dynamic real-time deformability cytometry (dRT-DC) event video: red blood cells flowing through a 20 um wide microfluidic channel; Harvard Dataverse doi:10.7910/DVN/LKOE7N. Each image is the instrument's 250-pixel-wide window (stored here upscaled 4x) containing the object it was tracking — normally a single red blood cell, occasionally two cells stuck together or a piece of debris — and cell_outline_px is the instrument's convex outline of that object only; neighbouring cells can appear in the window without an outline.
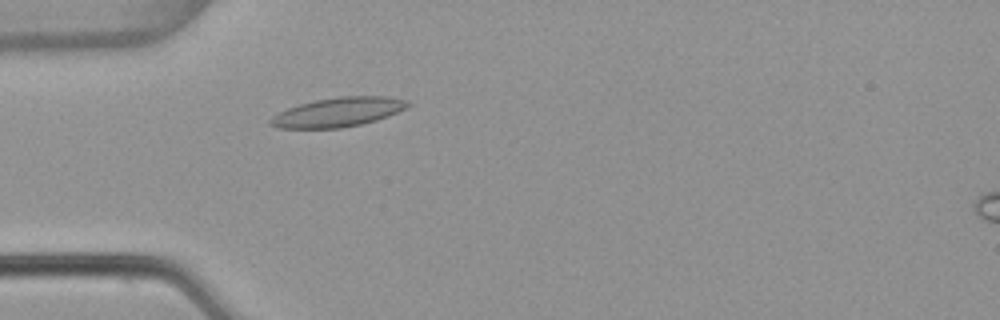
{"species": "common noctule bat (a hibernating species)", "species_latin": "Nyctalus noctula", "temperature_condition": "warm", "stored_images_in_passage": 3, "camera_frame_rate_fps": 3000, "um_per_image_px": 0.085, "animal": {"sex": "female", "body_mass_g": 22.7, "forearm_length_mm": 54.2}, "frame": {"image": 1, "passage_image": 3, "time_ms": 0.667, "image_size_px": [1000, 320], "cell_outline_px": [[412, 104], [408, 108], [388, 116], [376, 120], [360, 124], [340, 128], [276, 128], [268, 124], [268, 120], [272, 116], [288, 108], [300, 104], [316, 100], [340, 96], [388, 96], [408, 100]], "centroid_in_image_um": [28.76, 9.53], "position_along_channel_um": 56.2, "area_um2": 23.52}}